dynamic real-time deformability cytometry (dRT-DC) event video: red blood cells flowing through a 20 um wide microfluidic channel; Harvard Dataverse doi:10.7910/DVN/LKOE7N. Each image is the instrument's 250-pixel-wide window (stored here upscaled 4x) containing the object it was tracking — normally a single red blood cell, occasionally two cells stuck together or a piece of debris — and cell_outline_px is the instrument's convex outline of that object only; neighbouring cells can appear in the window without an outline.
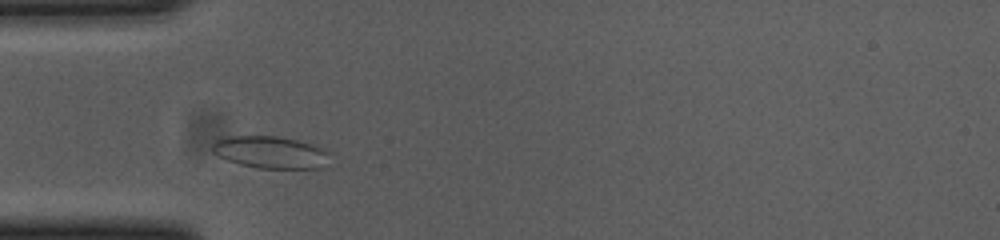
{"species": "common noctule bat (a hibernating species)", "species_latin": "Nyctalus noctula", "temperature_condition": "cold", "stored_images_in_passage": 21, "camera_frame_rate_fps": 3000, "um_per_image_px": 0.085, "animal": {"sex": "female", "body_mass_g": 23.0, "forearm_length_mm": 53.4}, "frame": {"image": 1, "passage_image": 5, "time_ms": 1.333, "image_size_px": [1000, 240], "cell_outline_px": [[328, 152], [316, 168], [256, 168], [240, 164], [228, 160], [212, 152], [212, 144], [216, 140], [228, 136], [276, 136], [296, 140], [308, 144]], "centroid_in_image_um": [22.82, 12.93], "position_along_channel_um": 62.2, "area_um2": 21.1}}
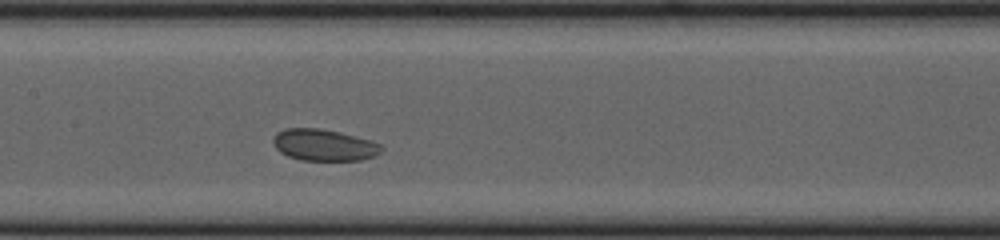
{"frame": {"image": 2, "passage_image": 15, "time_ms": 4.667, "image_size_px": [1000, 240], "cell_outline_px": [[384, 148], [380, 152], [372, 156], [360, 160], [300, 160], [288, 156], [280, 152], [276, 148], [272, 140], [276, 132], [284, 128], [320, 128], [368, 140], [380, 144]], "centroid_in_image_um": [27.47, 12.33], "position_along_channel_um": 179.9, "area_um2": 19.65}}
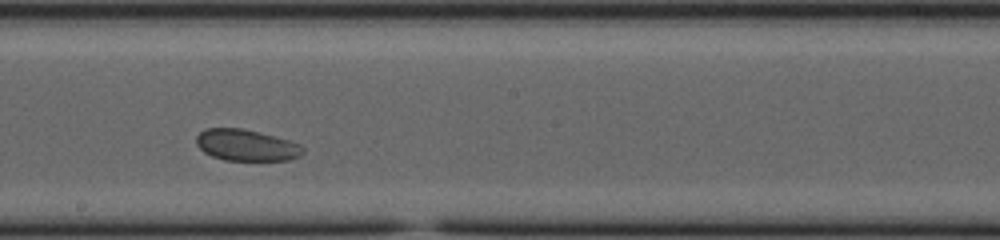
{"frame": {"image": 3, "passage_image": 19, "time_ms": 6.0, "image_size_px": [1000, 240], "cell_outline_px": [[304, 152], [300, 156], [288, 160], [224, 160], [212, 156], [204, 152], [196, 144], [196, 136], [200, 132], [208, 128], [244, 128], [288, 140], [304, 148]], "centroid_in_image_um": [20.91, 12.34], "position_along_channel_um": 227.3, "area_um2": 19.36}}